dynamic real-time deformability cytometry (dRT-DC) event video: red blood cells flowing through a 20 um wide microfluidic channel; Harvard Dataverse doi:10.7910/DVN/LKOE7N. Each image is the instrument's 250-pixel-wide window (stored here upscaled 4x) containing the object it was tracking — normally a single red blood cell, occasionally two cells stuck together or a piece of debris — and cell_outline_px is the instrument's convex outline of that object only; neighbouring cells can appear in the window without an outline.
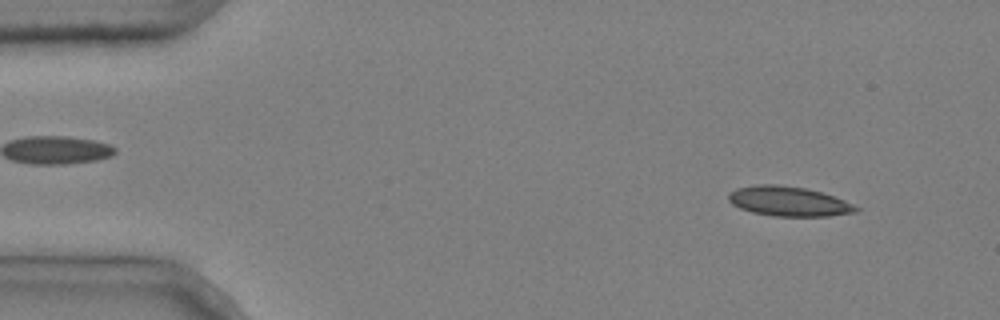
{"species": "common noctule bat (a hibernating species)", "species_latin": "Nyctalus noctula", "temperature_condition": "cold", "stored_images_in_passage": 3, "camera_frame_rate_fps": 3000, "um_per_image_px": 0.085, "animal": {"sex": "male", "body_mass_g": 20.4}, "frame": {"image": 1, "passage_image": 1, "time_ms": 0.0, "image_size_px": [1000, 320], "cell_outline_px": [[860, 208], [856, 212], [828, 216], [772, 216], [752, 212], [740, 208], [732, 204], [728, 200], [728, 192], [736, 188], [756, 184], [776, 184], [804, 188], [820, 192], [844, 200]], "centroid_in_image_um": [66.98, 17.11], "position_along_channel_um": 18.0, "area_um2": 22.02}}
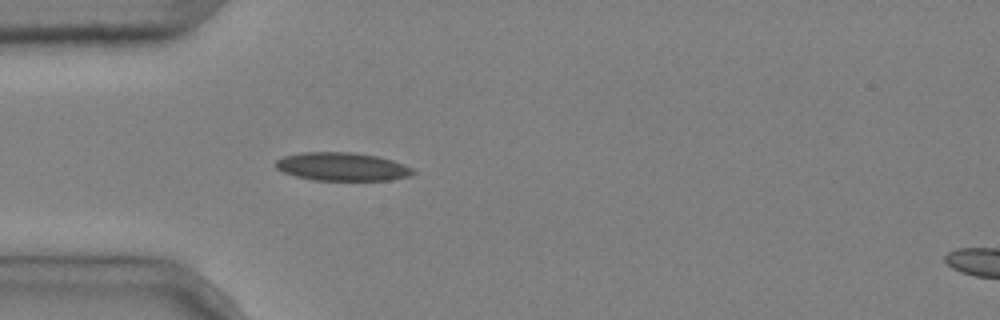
{"frame": {"image": 2, "passage_image": 3, "time_ms": 0.667, "image_size_px": [1000, 320], "cell_outline_px": [[416, 172], [408, 176], [392, 180], [312, 180], [296, 176], [284, 172], [276, 168], [276, 160], [284, 156], [304, 152], [352, 152], [376, 156], [392, 160], [404, 164], [412, 168]], "centroid_in_image_um": [29.09, 14.17], "position_along_channel_um": 55.9, "area_um2": 22.54}}